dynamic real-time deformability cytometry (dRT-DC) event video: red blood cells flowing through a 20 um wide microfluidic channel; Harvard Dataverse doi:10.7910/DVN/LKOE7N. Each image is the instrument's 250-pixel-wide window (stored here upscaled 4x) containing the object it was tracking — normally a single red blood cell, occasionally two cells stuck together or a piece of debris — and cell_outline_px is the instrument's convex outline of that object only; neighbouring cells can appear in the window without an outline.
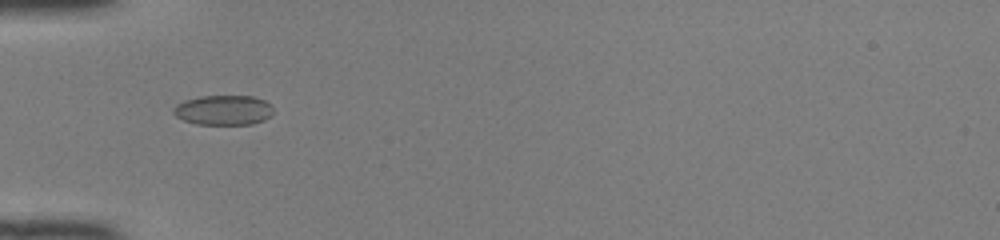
{"species": "common noctule bat (a hibernating species)", "species_latin": "Nyctalus noctula", "temperature_condition": "room temperature", "stored_images_in_passage": 36, "camera_frame_rate_fps": 3000, "um_per_image_px": 0.085, "animal": {"sex": "female", "body_mass_g": 22.0, "forearm_length_mm": 56.7}, "frame": {"image": 1, "passage_image": 4, "time_ms": 1.0, "image_size_px": [1000, 240], "cell_outline_px": [[272, 112], [264, 120], [252, 124], [196, 124], [184, 120], [176, 116], [172, 112], [172, 108], [176, 104], [184, 100], [200, 96], [252, 96], [264, 100], [272, 104]], "centroid_in_image_um": [18.97, 9.35], "position_along_channel_um": 66.0, "area_um2": 17.4}}
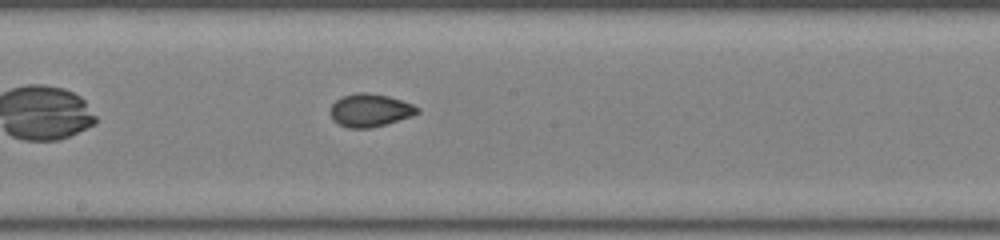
{"frame": {"image": 2, "passage_image": 15, "time_ms": 4.667, "image_size_px": [1000, 240], "cell_outline_px": [[420, 112], [412, 116], [372, 128], [348, 128], [332, 120], [332, 104], [340, 96], [356, 92], [368, 92], [388, 96], [412, 104], [420, 108]], "centroid_in_image_um": [31.46, 9.36], "position_along_channel_um": 216.7, "area_um2": 16.7}}
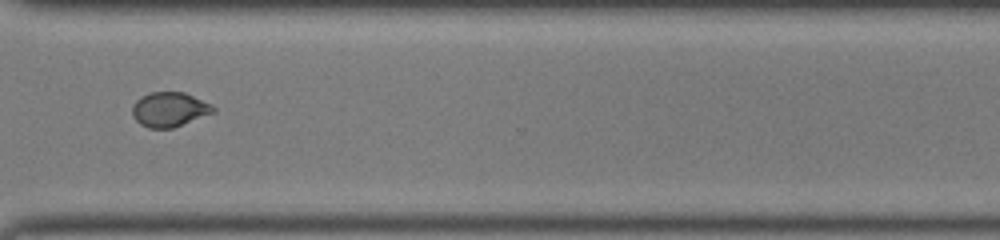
{"frame": {"image": 3, "passage_image": 25, "time_ms": 8.0, "image_size_px": [1000, 240], "cell_outline_px": [[216, 112], [172, 128], [148, 128], [140, 124], [132, 116], [132, 104], [140, 96], [152, 92], [184, 92], [212, 104], [216, 108]], "centroid_in_image_um": [14.4, 9.3], "position_along_channel_um": 356.2, "area_um2": 16.47}, "authors_computed_cell_mechanics": {"area_um2": 16.7909, "velocity_mm_per_s": 4.1627, "shape_relaxation_time_tau1_ms": 7.744, "shape_relaxation_time_tau2_ms": 0.8526, "deformation_change_tau1": 0.1402, "deformation_change_tau2": 0.0492}}